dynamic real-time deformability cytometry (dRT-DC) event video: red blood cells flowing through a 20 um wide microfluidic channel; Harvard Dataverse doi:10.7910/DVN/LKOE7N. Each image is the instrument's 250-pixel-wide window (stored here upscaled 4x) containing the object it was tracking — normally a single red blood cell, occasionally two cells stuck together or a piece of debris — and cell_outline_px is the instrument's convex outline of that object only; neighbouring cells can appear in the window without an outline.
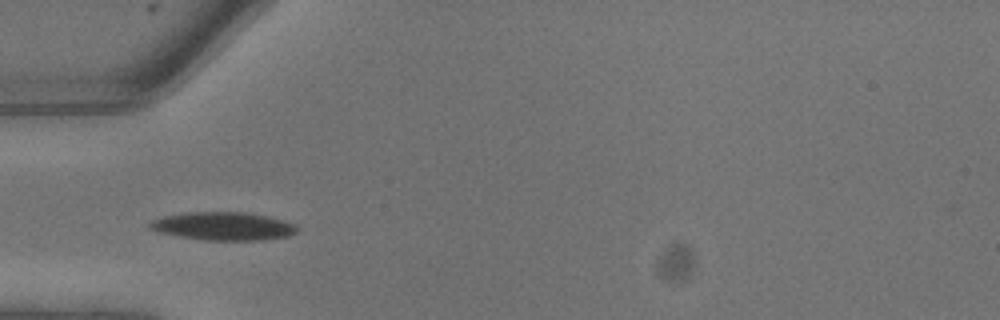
{"species": "common noctule bat (a hibernating species)", "species_latin": "Nyctalus noctula", "temperature_condition": "warm", "stored_images_in_passage": 7, "camera_frame_rate_fps": 3000, "um_per_image_px": 0.085, "animal": {"sex": "male", "body_mass_g": 13.3}, "frame": {"image": 1, "passage_image": 6, "time_ms": 1.667, "image_size_px": [1000, 320], "cell_outline_px": [[300, 232], [288, 236], [260, 240], [204, 240], [156, 232], [148, 228], [148, 224], [152, 220], [164, 216], [184, 212], [248, 212], [284, 220], [296, 224], [300, 228]], "centroid_in_image_um": [19.0, 19.22], "position_along_channel_um": 66.0, "area_um2": 24.45}}